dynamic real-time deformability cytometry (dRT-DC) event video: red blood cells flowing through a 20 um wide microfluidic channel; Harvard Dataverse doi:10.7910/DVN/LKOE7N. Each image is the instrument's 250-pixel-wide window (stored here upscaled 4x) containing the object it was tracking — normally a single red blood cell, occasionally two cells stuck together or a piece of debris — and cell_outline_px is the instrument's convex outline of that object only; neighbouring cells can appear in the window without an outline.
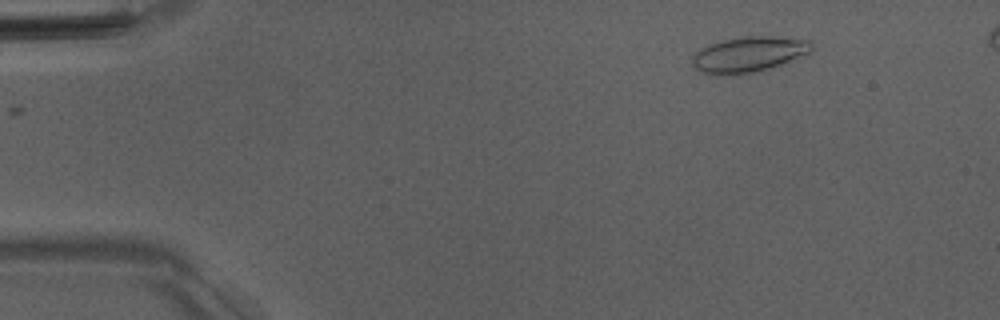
{"species": "Egyptian fruit bat (a non-hibernating species)", "species_latin": "Rousettus aegyptiacus", "temperature_condition": "room temperature", "stored_images_in_passage": 45, "camera_frame_rate_fps": 3000, "um_per_image_px": 0.085, "animal": {"sex": "male"}, "frame": {"image": 1, "passage_image": 1, "time_ms": 0.0, "image_size_px": [1000, 320], "cell_outline_px": [[812, 52], [760, 72], [696, 72], [692, 64], [692, 56], [700, 48], [708, 44], [724, 40], [744, 36], [772, 36], [812, 40]], "centroid_in_image_um": [63.68, 4.58], "position_along_channel_um": 21.3, "area_um2": 24.28}}
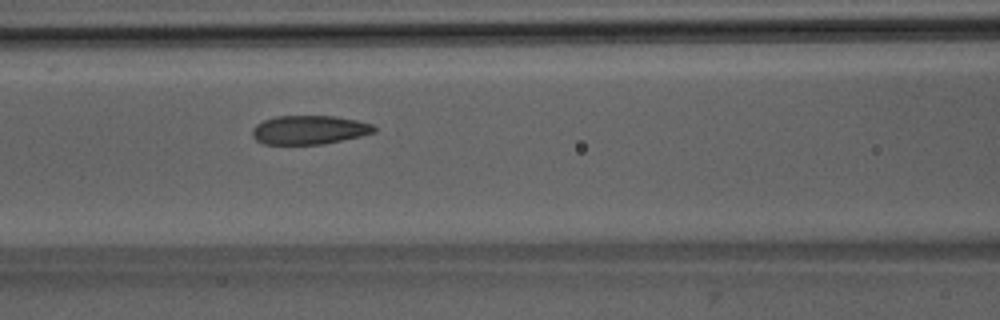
{"frame": {"image": 2, "passage_image": 17, "time_ms": 5.333, "image_size_px": [1000, 320], "cell_outline_px": [[376, 132], [360, 136], [324, 144], [264, 144], [256, 140], [252, 136], [252, 128], [256, 124], [264, 120], [276, 116], [336, 116], [356, 120], [372, 124], [376, 128]], "centroid_in_image_um": [26.27, 11.04], "position_along_channel_um": 140.3, "area_um2": 20.52}}
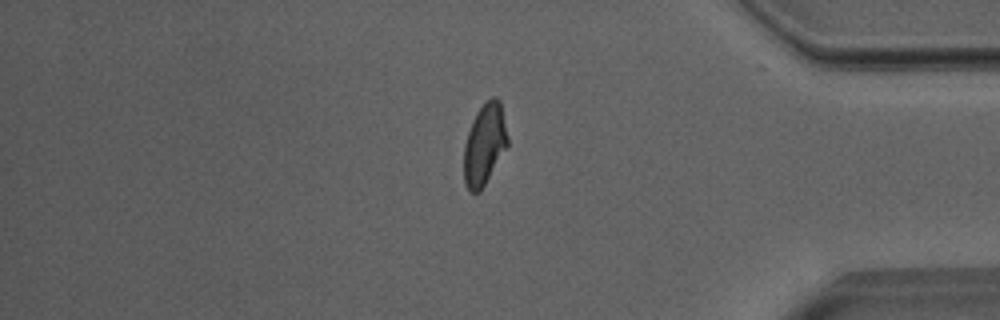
{"frame": {"image": 3, "passage_image": 38, "time_ms": 12.333, "image_size_px": [1000, 320], "cell_outline_px": [[508, 144], [480, 192], [468, 192], [464, 184], [464, 144], [472, 120], [476, 112], [492, 96], [496, 96], [500, 100], [508, 136]], "centroid_in_image_um": [41.17, 12.27], "position_along_channel_um": 394.0, "area_um2": 20.63}}